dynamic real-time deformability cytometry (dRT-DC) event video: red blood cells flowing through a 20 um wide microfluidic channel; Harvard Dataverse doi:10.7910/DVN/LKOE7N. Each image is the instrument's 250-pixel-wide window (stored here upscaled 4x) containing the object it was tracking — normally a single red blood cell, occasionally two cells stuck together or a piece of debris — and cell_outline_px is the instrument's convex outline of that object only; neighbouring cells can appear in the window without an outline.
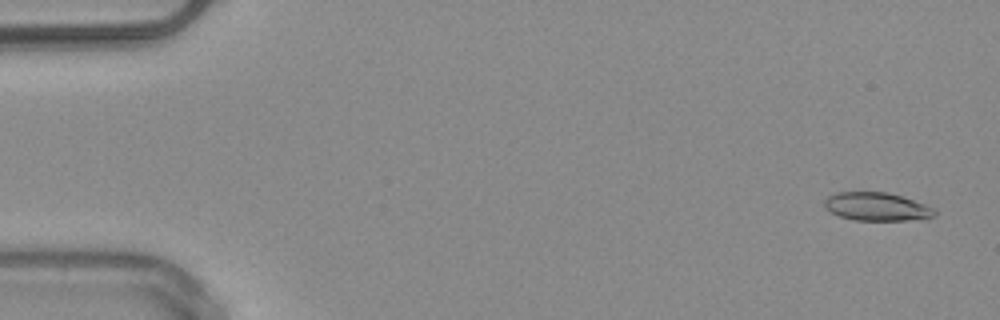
{"species": "common noctule bat (a hibernating species)", "species_latin": "Nyctalus noctula", "temperature_condition": "warm", "stored_images_in_passage": 51, "camera_frame_rate_fps": 3000, "um_per_image_px": 0.085, "animal": {"sex": "male", "body_mass_g": 20.4}, "frame": {"image": 1, "passage_image": 2, "time_ms": 0.333, "image_size_px": [1000, 320], "cell_outline_px": [[936, 216], [924, 220], [852, 220], [828, 212], [824, 208], [824, 200], [828, 196], [836, 192], [888, 192], [936, 208]], "centroid_in_image_um": [74.53, 17.58], "position_along_channel_um": 10.5, "area_um2": 18.44}}
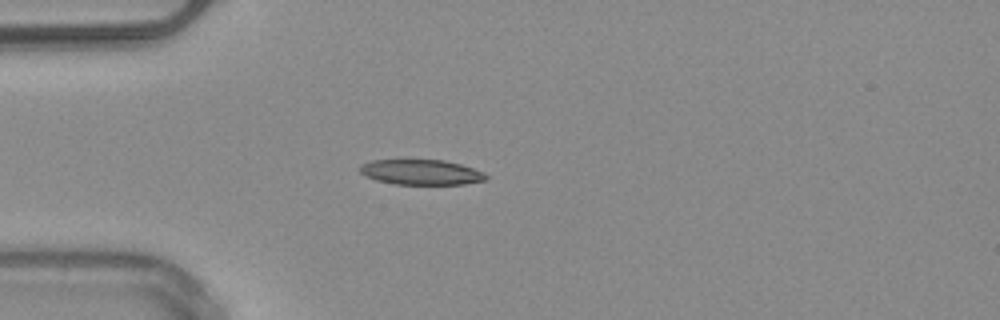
{"frame": {"image": 2, "passage_image": 14, "time_ms": 4.333, "image_size_px": [1000, 320], "cell_outline_px": [[488, 180], [464, 184], [396, 184], [376, 180], [360, 172], [360, 164], [372, 160], [444, 160], [460, 164], [484, 172], [488, 176]], "centroid_in_image_um": [35.83, 14.63], "position_along_channel_um": 49.2, "area_um2": 18.44}}
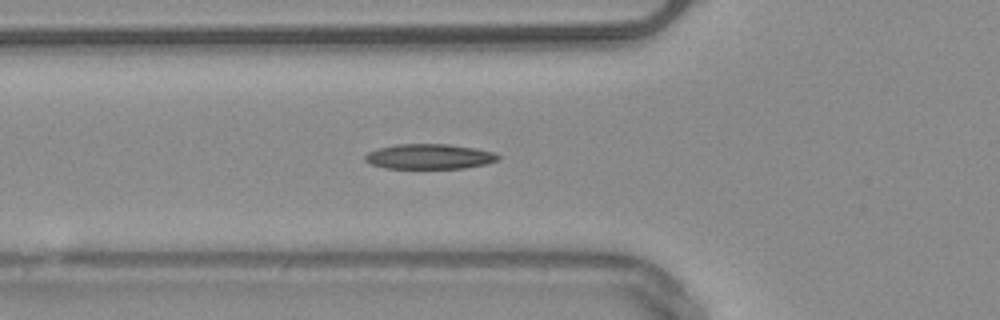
{"frame": {"image": 3, "passage_image": 18, "time_ms": 5.667, "image_size_px": [1000, 320], "cell_outline_px": [[500, 156], [496, 160], [484, 164], [464, 168], [384, 168], [372, 164], [364, 160], [364, 156], [368, 152], [376, 148], [396, 144], [448, 144], [476, 148], [492, 152]], "centroid_in_image_um": [36.44, 13.3], "position_along_channel_um": 89.4, "area_um2": 19.36}, "authors_computed_cell_mechanics": {"area_um2": 19.0162, "velocity_mm_per_s": 4.0339, "shape_relaxation_time_tau1_ms": null, "shape_relaxation_time_tau2_ms": 2.7273, "deformation_change_tau1": null, "deformation_change_tau2": 0.0986}}